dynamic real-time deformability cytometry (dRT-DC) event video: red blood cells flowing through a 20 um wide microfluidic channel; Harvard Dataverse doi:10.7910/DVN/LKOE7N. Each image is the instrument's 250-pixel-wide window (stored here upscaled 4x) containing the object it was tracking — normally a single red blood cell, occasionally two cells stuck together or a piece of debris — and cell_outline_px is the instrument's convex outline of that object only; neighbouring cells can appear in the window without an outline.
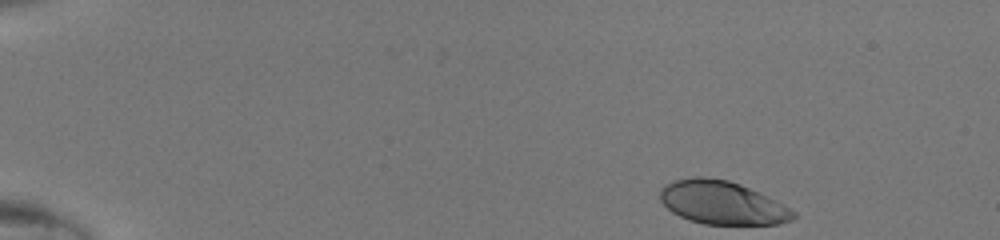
{"species": "human", "species_latin": "Homo sapiens", "temperature_condition": "room temperature", "stored_images_in_passage": 42, "camera_frame_rate_fps": 3000, "um_per_image_px": 0.085, "donor": {"sex": "male"}, "frame": {"image": 1, "passage_image": 1, "time_ms": 0.0, "image_size_px": [1000, 240], "cell_outline_px": [[796, 216], [792, 220], [780, 224], [704, 224], [688, 220], [672, 212], [660, 200], [660, 188], [664, 184], [672, 180], [692, 176], [704, 176], [728, 180], [740, 184], [760, 192], [776, 200], [796, 212]], "centroid_in_image_um": [61.37, 17.21], "position_along_channel_um": 23.6, "area_um2": 33.93}}
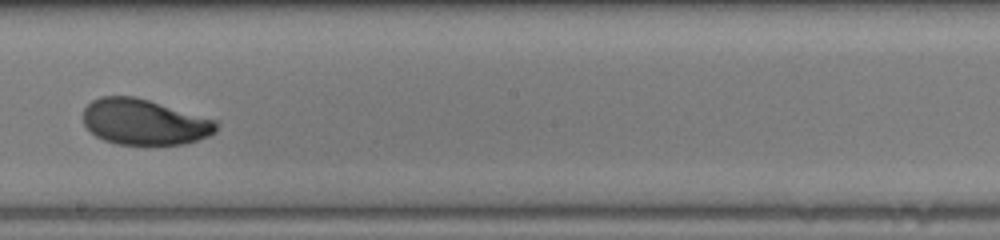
{"frame": {"image": 2, "passage_image": 24, "time_ms": 7.667, "image_size_px": [1000, 240], "cell_outline_px": [[220, 124], [216, 132], [208, 136], [184, 144], [116, 144], [104, 140], [96, 136], [84, 124], [84, 108], [92, 100], [100, 96], [136, 96], [216, 120]], "centroid_in_image_um": [12.28, 10.36], "position_along_channel_um": 235.9, "area_um2": 35.43}}
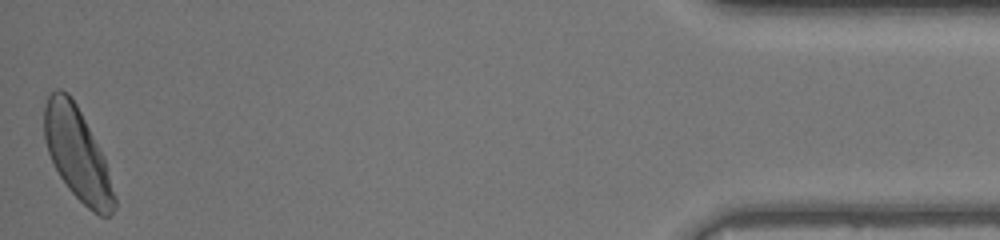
{"frame": {"image": 3, "passage_image": 42, "time_ms": 13.667, "image_size_px": [1000, 240], "cell_outline_px": [[116, 208], [108, 216], [100, 216], [92, 212], [68, 188], [60, 176], [48, 152], [44, 140], [44, 108], [48, 96], [56, 88], [60, 88], [68, 92], [72, 96], [104, 156], [116, 196]], "centroid_in_image_um": [6.58, 13.08], "position_along_channel_um": 428.6, "area_um2": 37.63}}